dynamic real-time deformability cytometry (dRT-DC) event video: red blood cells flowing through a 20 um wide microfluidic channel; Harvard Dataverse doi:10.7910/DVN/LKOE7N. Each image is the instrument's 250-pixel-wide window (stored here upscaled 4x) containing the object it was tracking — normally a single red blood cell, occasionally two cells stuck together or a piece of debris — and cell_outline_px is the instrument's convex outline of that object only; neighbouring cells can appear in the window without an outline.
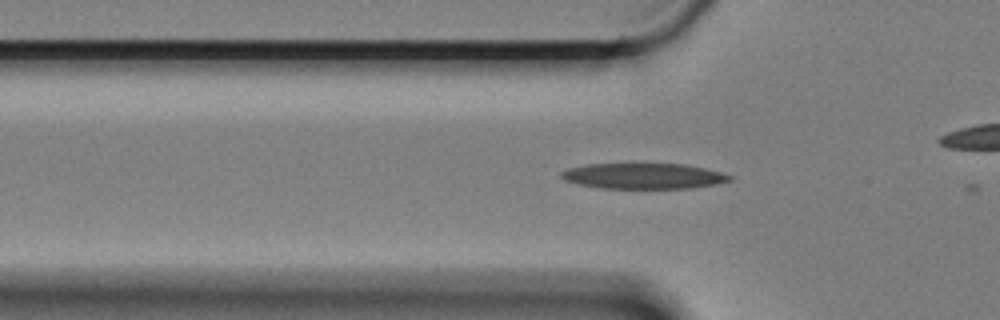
{"species": "Egyptian fruit bat (a non-hibernating species)", "species_latin": "Rousettus aegyptiacus", "temperature_condition": "cold", "stored_images_in_passage": 32, "camera_frame_rate_fps": 3000, "um_per_image_px": 0.085, "animal": {"sex": "female"}, "frame": {"image": 1, "passage_image": 2, "time_ms": 0.333, "image_size_px": [1000, 320], "cell_outline_px": [[732, 180], [716, 184], [692, 188], [600, 188], [576, 184], [564, 180], [560, 176], [560, 172], [568, 168], [588, 164], [684, 164], [704, 168], [720, 172], [732, 176]], "centroid_in_image_um": [54.67, 14.96], "position_along_channel_um": 71.1, "area_um2": 25.14}}
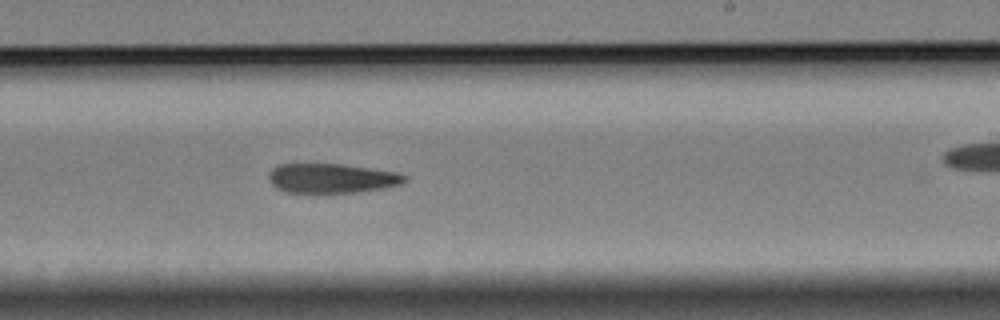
{"frame": {"image": 2, "passage_image": 19, "time_ms": 6.0, "image_size_px": [1000, 320], "cell_outline_px": [[408, 180], [400, 184], [384, 188], [356, 192], [288, 192], [276, 188], [268, 180], [268, 172], [272, 168], [280, 164], [340, 164], [400, 172], [408, 176]], "centroid_in_image_um": [28.21, 15.14], "position_along_channel_um": 260.8, "area_um2": 23.41}}
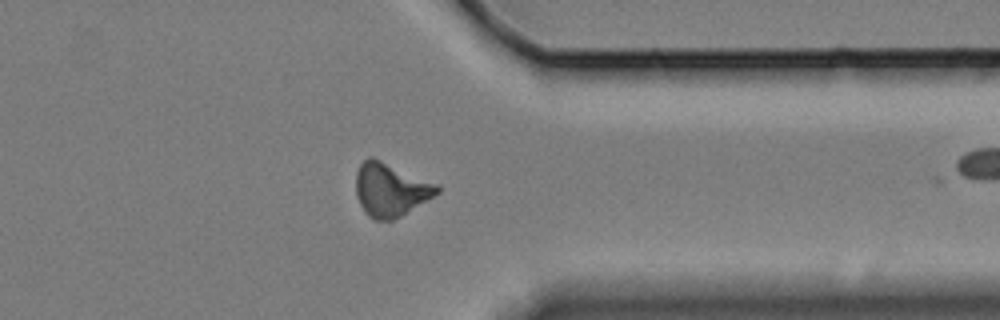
{"frame": {"image": 3, "passage_image": 30, "time_ms": 9.667, "image_size_px": [1000, 320], "cell_outline_px": [[440, 192], [400, 216], [392, 220], [376, 220], [368, 216], [360, 204], [356, 196], [356, 172], [360, 164], [368, 156], [372, 156], [440, 184]], "centroid_in_image_um": [33.2, 16.09], "position_along_channel_um": 378.2, "area_um2": 25.37}}